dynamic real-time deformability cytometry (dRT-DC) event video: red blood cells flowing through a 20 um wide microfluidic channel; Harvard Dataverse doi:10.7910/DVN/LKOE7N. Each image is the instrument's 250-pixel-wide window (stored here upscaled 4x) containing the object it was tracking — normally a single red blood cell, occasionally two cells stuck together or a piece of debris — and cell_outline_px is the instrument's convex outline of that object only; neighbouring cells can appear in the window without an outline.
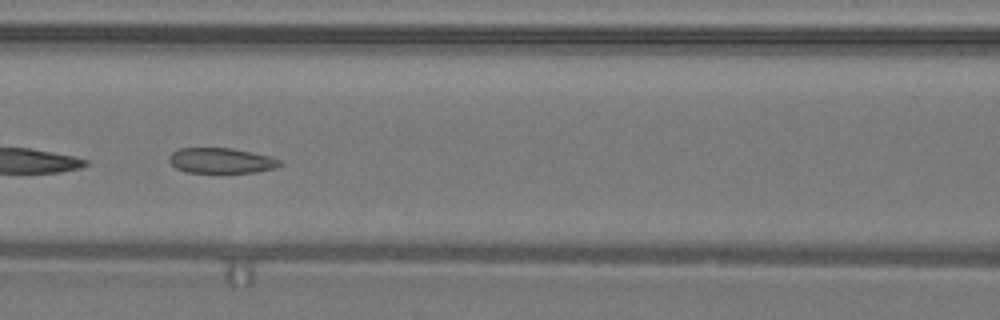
{"species": "common noctule bat (a hibernating species)", "species_latin": "Nyctalus noctula", "temperature_condition": "warm", "stored_images_in_passage": 39, "camera_frame_rate_fps": 3000, "um_per_image_px": 0.085, "animal": {"sex": "male", "body_mass_g": 19.2, "forearm_length_mm": 51.8}, "frame": {"image": 1, "passage_image": 12, "time_ms": 3.667, "image_size_px": [1000, 320], "cell_outline_px": [[280, 164], [276, 168], [256, 172], [184, 172], [176, 168], [168, 160], [168, 156], [172, 152], [180, 148], [232, 148], [272, 156], [280, 160]], "centroid_in_image_um": [18.79, 13.64], "position_along_channel_um": 147.8, "area_um2": 16.36}}
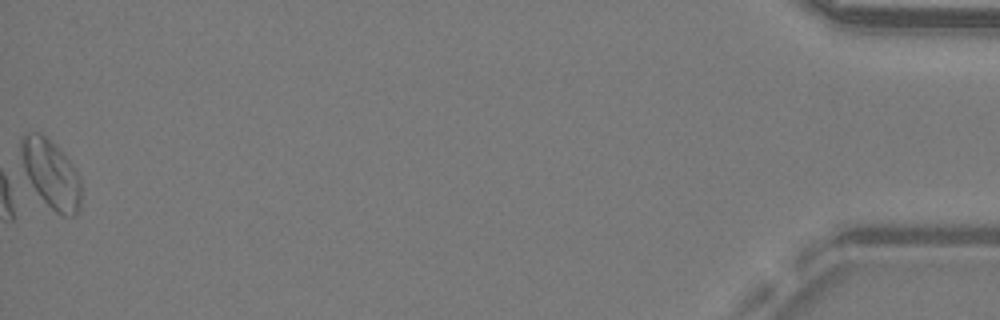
{"frame": {"image": 2, "passage_image": 39, "time_ms": 12.667, "image_size_px": [1000, 320], "cell_outline_px": [[80, 208], [76, 216], [64, 216], [56, 212], [36, 192], [24, 168], [20, 156], [20, 136], [28, 132], [40, 132], [56, 144], [72, 164], [80, 180]], "centroid_in_image_um": [4.32, 14.73], "position_along_channel_um": 430.9, "area_um2": 23.81}, "authors_computed_cell_mechanics": {"area_um2": 17.6868, "velocity_mm_per_s": 4.2704, "shape_relaxation_time_tau1_ms": null, "shape_relaxation_time_tau2_ms": 1.6453, "deformation_change_tau1": null, "deformation_change_tau2": 0.0706}}